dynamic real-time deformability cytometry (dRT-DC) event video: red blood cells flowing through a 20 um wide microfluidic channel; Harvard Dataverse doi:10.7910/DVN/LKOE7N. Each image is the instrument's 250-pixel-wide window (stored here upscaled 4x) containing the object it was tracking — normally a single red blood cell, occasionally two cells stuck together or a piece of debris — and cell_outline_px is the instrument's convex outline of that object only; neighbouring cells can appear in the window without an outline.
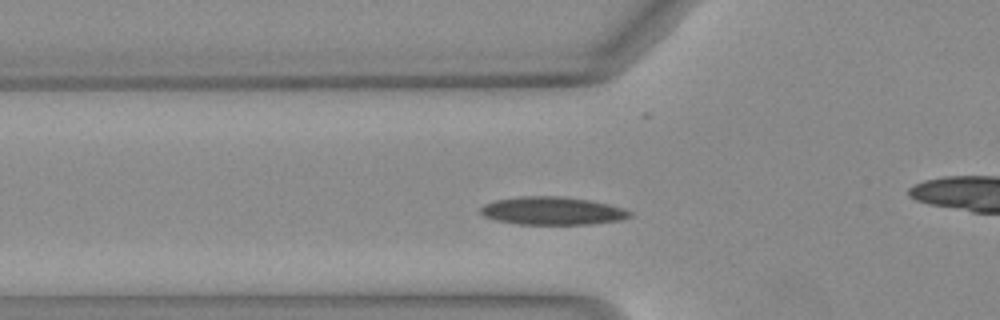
{"species": "Egyptian fruit bat (a non-hibernating species)", "species_latin": "Rousettus aegyptiacus", "temperature_condition": "warm", "stored_images_in_passage": 40, "camera_frame_rate_fps": 3000, "um_per_image_px": 0.085, "animal": {"sex": "female"}, "frame": {"image": 1, "passage_image": 11, "time_ms": 3.333, "image_size_px": [1000, 320], "cell_outline_px": [[632, 216], [620, 220], [592, 224], [520, 224], [496, 220], [484, 216], [480, 212], [480, 208], [484, 204], [496, 200], [524, 196], [556, 196], [588, 200], [608, 204], [624, 208], [632, 212]], "centroid_in_image_um": [46.97, 17.92], "position_along_channel_um": 78.8, "area_um2": 24.16}}
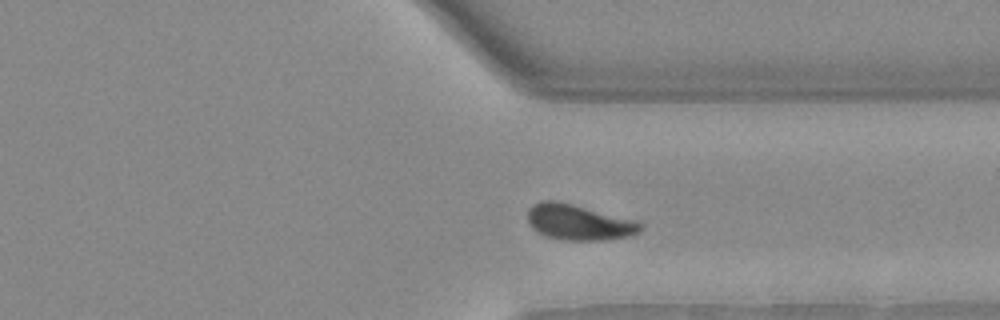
{"frame": {"image": 2, "passage_image": 32, "time_ms": 10.333, "image_size_px": [1000, 320], "cell_outline_px": [[644, 228], [640, 232], [628, 236], [604, 240], [564, 240], [548, 236], [532, 228], [528, 224], [528, 208], [532, 204], [540, 200], [556, 200], [636, 220], [644, 224]], "centroid_in_image_um": [49.2, 18.88], "position_along_channel_um": 362.2, "area_um2": 23.47}}
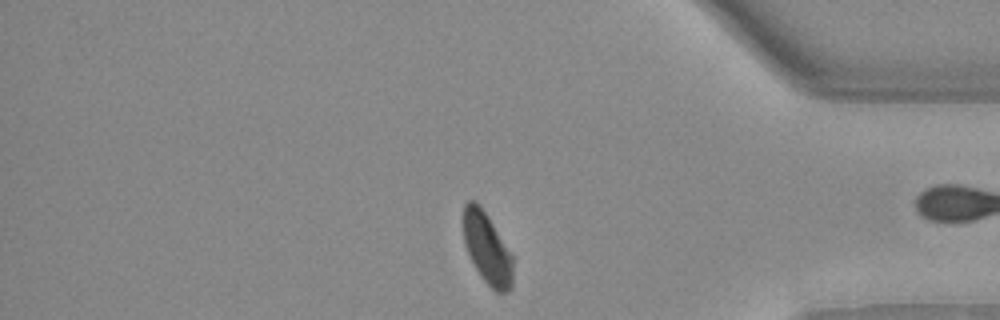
{"frame": {"image": 3, "passage_image": 36, "time_ms": 11.667, "image_size_px": [1000, 320], "cell_outline_px": [[512, 288], [508, 292], [496, 292], [480, 276], [468, 252], [464, 240], [464, 204], [468, 200], [476, 200], [480, 204], [512, 256]], "centroid_in_image_um": [41.4, 21.11], "position_along_channel_um": 393.8, "area_um2": 20.11}, "authors_computed_cell_mechanics": {"area_um2": 22.9755, "velocity_mm_per_s": 4.0468, "shape_relaxation_time_tau1_ms": 4.5944, "shape_relaxation_time_tau2_ms": 1.8364, "deformation_change_tau1": 0.159, "deformation_change_tau2": 0.0624}}